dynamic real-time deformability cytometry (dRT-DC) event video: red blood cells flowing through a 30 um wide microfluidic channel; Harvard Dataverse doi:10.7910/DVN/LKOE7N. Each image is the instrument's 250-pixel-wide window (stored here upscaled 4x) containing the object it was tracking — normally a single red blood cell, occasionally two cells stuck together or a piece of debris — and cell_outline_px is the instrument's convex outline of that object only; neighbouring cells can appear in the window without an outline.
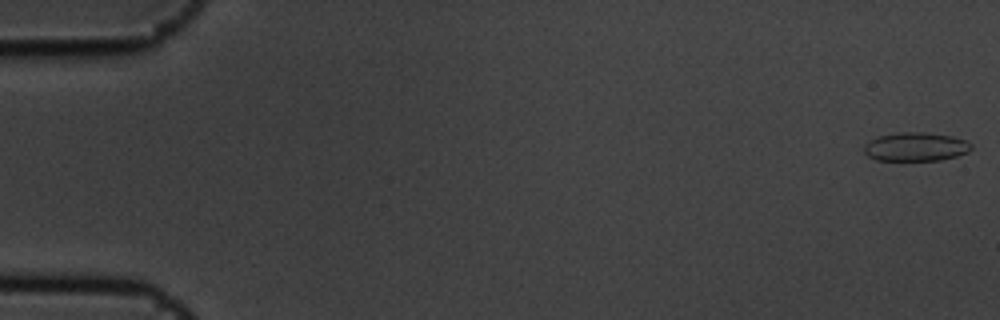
{"species": "common noctule bat (a hibernating species)", "species_latin": "Nyctalus noctula", "temperature_condition": "cold", "stored_images_in_passage": 7, "camera_frame_rate_fps": 3000, "um_per_image_px": 0.085, "animal": {"sex": "male", "body_mass_g": 19.5, "forearm_length_mm": 54.6}, "frame": {"image": 1, "passage_image": 1, "time_ms": 0.0, "image_size_px": [1000, 320], "cell_outline_px": [[972, 148], [968, 152], [956, 156], [940, 160], [876, 160], [868, 156], [864, 152], [864, 144], [880, 136], [900, 132], [924, 132], [952, 136], [964, 140], [972, 144]], "centroid_in_image_um": [77.85, 12.48], "position_along_channel_um": 7.2, "area_um2": 17.8}}
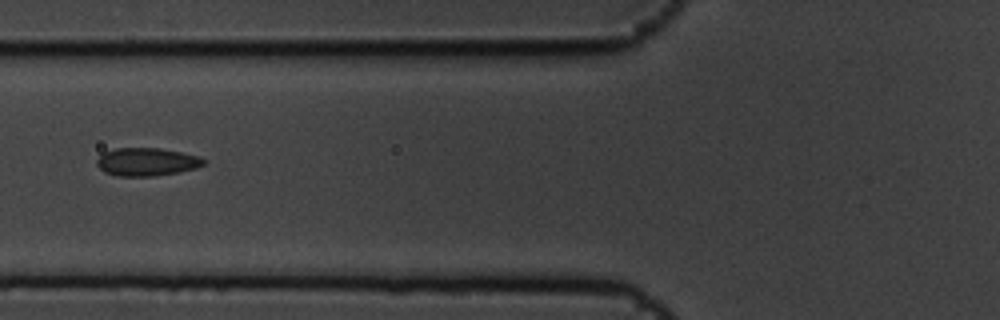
{"frame": {"image": 2, "passage_image": 7, "time_ms": 2.0, "image_size_px": [1000, 320], "cell_outline_px": [[208, 160], [204, 164], [196, 168], [180, 172], [152, 176], [116, 176], [104, 172], [96, 164], [96, 160], [104, 152], [116, 148], [160, 148], [200, 156]], "centroid_in_image_um": [12.49, 13.76], "position_along_channel_um": 113.3, "area_um2": 17.57}}